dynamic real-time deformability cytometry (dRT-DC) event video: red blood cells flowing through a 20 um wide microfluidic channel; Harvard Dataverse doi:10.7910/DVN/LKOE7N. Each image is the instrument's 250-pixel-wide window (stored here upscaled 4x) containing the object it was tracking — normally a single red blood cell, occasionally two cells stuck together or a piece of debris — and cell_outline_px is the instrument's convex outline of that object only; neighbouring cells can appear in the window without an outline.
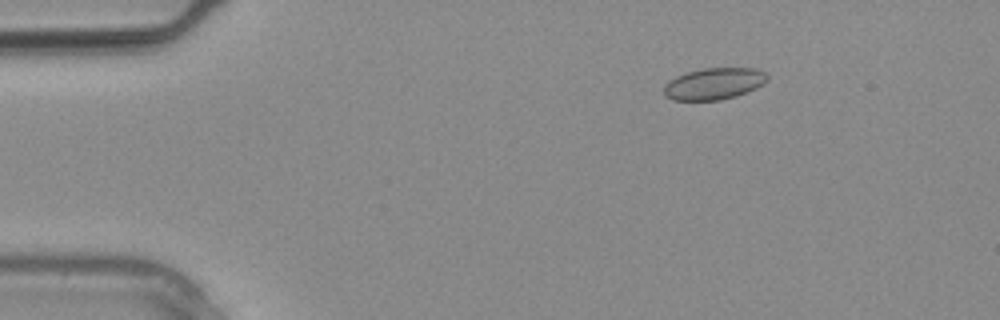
{"species": "common noctule bat (a hibernating species)", "species_latin": "Nyctalus noctula", "temperature_condition": "warm", "stored_images_in_passage": 2, "camera_frame_rate_fps": 3000, "um_per_image_px": 0.085, "animal": {"sex": "male", "body_mass_g": 20.4}, "frame": {"image": 1, "passage_image": 2, "time_ms": 0.333, "image_size_px": [1000, 320], "cell_outline_px": [[768, 80], [764, 84], [756, 88], [736, 96], [720, 100], [672, 100], [664, 96], [664, 84], [668, 80], [676, 76], [688, 72], [704, 68], [756, 68], [764, 72], [768, 76]], "centroid_in_image_um": [60.68, 7.12], "position_along_channel_um": 24.3, "area_um2": 19.19}}